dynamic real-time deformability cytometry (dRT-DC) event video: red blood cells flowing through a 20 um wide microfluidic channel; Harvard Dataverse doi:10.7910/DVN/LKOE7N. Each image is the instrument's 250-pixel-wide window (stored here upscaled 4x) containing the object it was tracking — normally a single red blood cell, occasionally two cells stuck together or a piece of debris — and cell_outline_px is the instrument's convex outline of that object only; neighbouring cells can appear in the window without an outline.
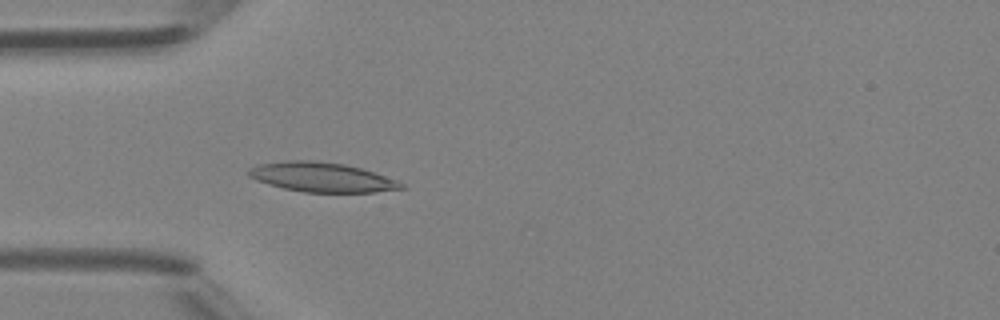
{"species": "Egyptian fruit bat (a non-hibernating species)", "species_latin": "Rousettus aegyptiacus", "temperature_condition": "room temperature", "stored_images_in_passage": 21, "camera_frame_rate_fps": 3000, "um_per_image_px": 0.085, "animal": {"sex": "female"}, "frame": {"image": 1, "passage_image": 12, "time_ms": 3.667, "image_size_px": [1000, 320], "cell_outline_px": [[404, 188], [376, 192], [304, 192], [284, 188], [268, 184], [256, 180], [248, 176], [248, 168], [256, 164], [288, 160], [312, 160], [344, 164], [360, 168], [396, 180], [404, 184]], "centroid_in_image_um": [27.29, 15.05], "position_along_channel_um": 57.7, "area_um2": 26.13}}
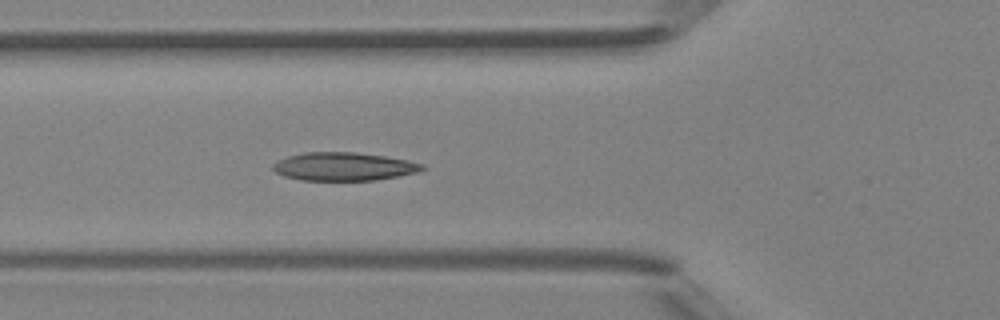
{"frame": {"image": 2, "passage_image": 15, "time_ms": 4.667, "image_size_px": [1000, 320], "cell_outline_px": [[428, 168], [420, 172], [376, 180], [300, 180], [284, 176], [276, 172], [272, 168], [272, 164], [276, 160], [288, 156], [304, 152], [356, 152], [384, 156], [408, 160], [424, 164]], "centroid_in_image_um": [29.24, 14.15], "position_along_channel_um": 96.6, "area_um2": 24.8}}
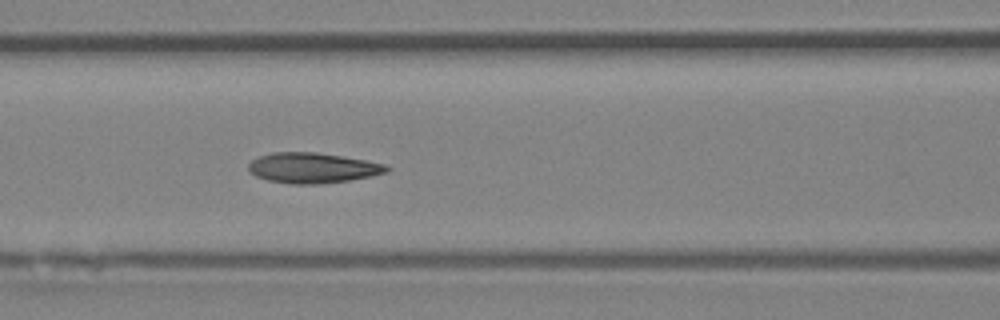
{"frame": {"image": 3, "passage_image": 18, "time_ms": 5.667, "image_size_px": [1000, 320], "cell_outline_px": [[392, 168], [388, 172], [372, 176], [348, 180], [316, 184], [292, 184], [268, 180], [256, 176], [248, 172], [248, 164], [252, 160], [260, 156], [272, 152], [316, 152], [364, 160], [384, 164]], "centroid_in_image_um": [26.55, 14.27], "position_along_channel_um": 140.0, "area_um2": 24.33}}